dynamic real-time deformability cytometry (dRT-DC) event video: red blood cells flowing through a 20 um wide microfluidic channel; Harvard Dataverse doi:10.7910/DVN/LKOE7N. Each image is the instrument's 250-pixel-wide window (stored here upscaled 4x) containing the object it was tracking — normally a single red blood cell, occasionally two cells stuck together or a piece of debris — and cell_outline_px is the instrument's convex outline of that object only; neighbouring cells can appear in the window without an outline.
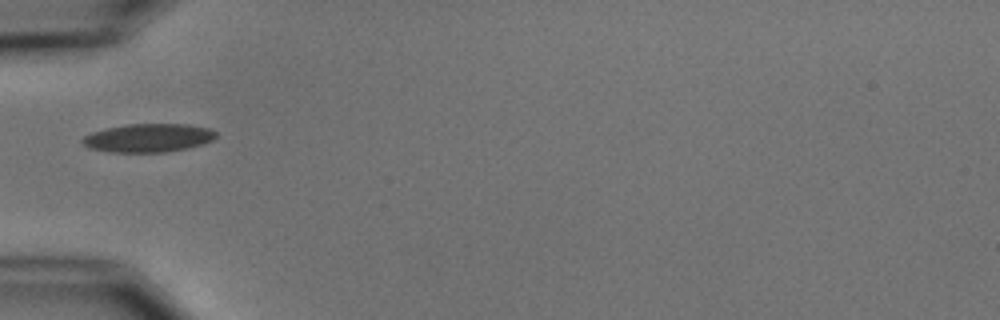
{"species": "common noctule bat (a hibernating species)", "species_latin": "Nyctalus noctula", "temperature_condition": "cold", "stored_images_in_passage": 4, "camera_frame_rate_fps": 3000, "um_per_image_px": 0.085, "animal": {"sex": "male", "body_mass_g": 15.6}, "frame": {"image": 1, "passage_image": 4, "time_ms": 3.667, "image_size_px": [1000, 320], "cell_outline_px": [[216, 136], [212, 140], [204, 144], [188, 148], [164, 152], [108, 152], [88, 148], [80, 140], [84, 136], [92, 132], [108, 128], [128, 124], [188, 124], [208, 128], [216, 132]], "centroid_in_image_um": [12.6, 11.72], "position_along_channel_um": 72.4, "area_um2": 22.14}}